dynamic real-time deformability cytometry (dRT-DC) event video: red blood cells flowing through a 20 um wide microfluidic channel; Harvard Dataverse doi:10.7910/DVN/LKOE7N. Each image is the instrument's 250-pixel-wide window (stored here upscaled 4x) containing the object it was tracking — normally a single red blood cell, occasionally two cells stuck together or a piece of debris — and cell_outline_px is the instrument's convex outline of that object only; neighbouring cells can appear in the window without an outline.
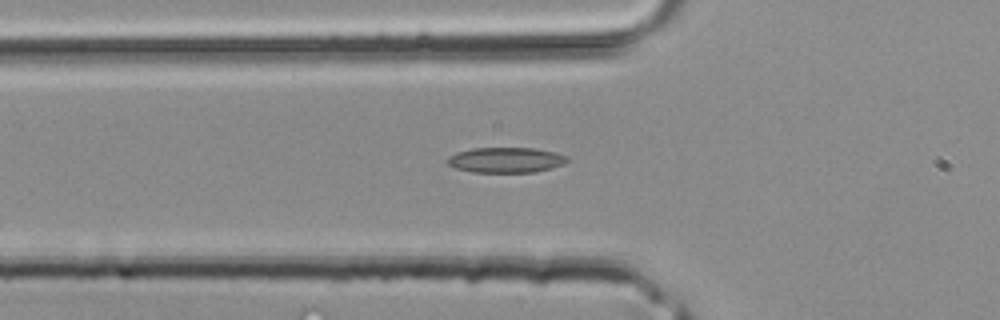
{"species": "common noctule bat (a hibernating species)", "species_latin": "Nyctalus noctula", "temperature_condition": "room temperature", "stored_images_in_passage": 29, "camera_frame_rate_fps": 3000, "um_per_image_px": 0.085, "animal": {"sex": "male", "body_mass_g": 20.4}, "frame": {"image": 1, "passage_image": 3, "time_ms": 0.667, "image_size_px": [1000, 320], "cell_outline_px": [[568, 160], [564, 164], [552, 168], [532, 172], [472, 172], [456, 168], [448, 164], [448, 156], [456, 152], [472, 148], [532, 148], [552, 152], [568, 156]], "centroid_in_image_um": [42.98, 13.6], "position_along_channel_um": 82.8, "area_um2": 17.57}}
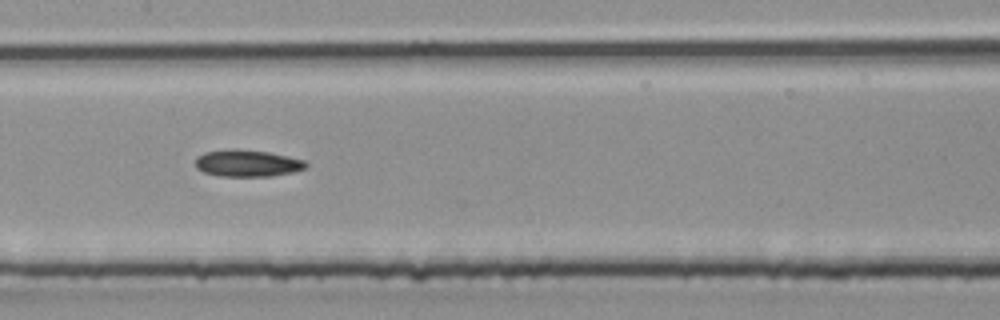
{"frame": {"image": 2, "passage_image": 9, "time_ms": 2.667, "image_size_px": [1000, 320], "cell_outline_px": [[308, 164], [304, 168], [292, 172], [268, 176], [220, 176], [204, 172], [196, 168], [196, 156], [204, 152], [236, 148], [268, 152], [288, 156], [304, 160]], "centroid_in_image_um": [20.99, 13.86], "position_along_channel_um": 186.4, "area_um2": 17.22}}
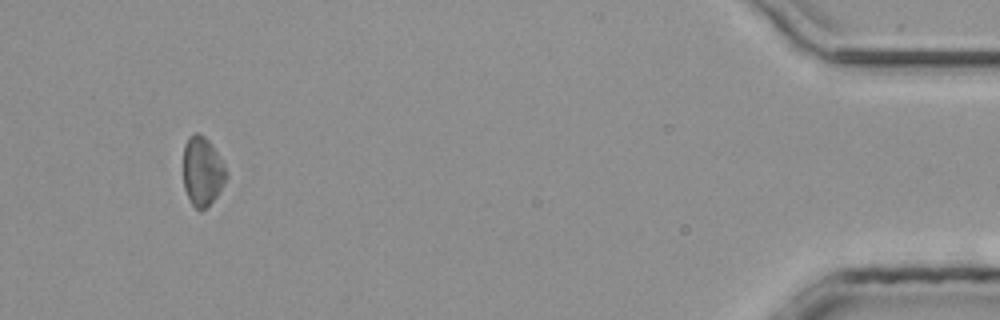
{"frame": {"image": 3, "passage_image": 27, "time_ms": 8.667, "image_size_px": [1000, 320], "cell_outline_px": [[228, 176], [224, 184], [216, 196], [200, 212], [192, 204], [184, 188], [184, 144], [188, 136], [192, 132], [196, 132], [204, 136], [212, 144], [224, 164], [228, 172]], "centroid_in_image_um": [17.21, 14.52], "position_along_channel_um": 418.0, "area_um2": 17.34}}